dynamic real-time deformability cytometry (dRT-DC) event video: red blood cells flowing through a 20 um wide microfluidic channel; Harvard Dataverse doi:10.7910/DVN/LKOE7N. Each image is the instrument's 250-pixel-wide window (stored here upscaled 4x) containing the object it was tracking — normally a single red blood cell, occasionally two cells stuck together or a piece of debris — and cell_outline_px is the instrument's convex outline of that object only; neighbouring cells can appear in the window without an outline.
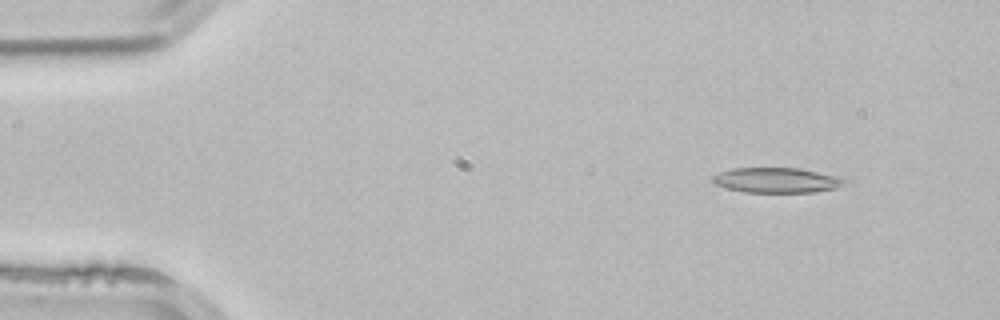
{"species": "common noctule bat (a hibernating species)", "species_latin": "Nyctalus noctula", "temperature_condition": "room temperature", "stored_images_in_passage": 47, "camera_frame_rate_fps": 3000, "um_per_image_px": 0.085, "animal": {"sex": "male", "body_mass_g": 21.5, "forearm_length_mm": 52.0}, "frame": {"image": 1, "passage_image": 1, "time_ms": 0.0, "image_size_px": [1000, 320], "cell_outline_px": [[852, 180], [836, 188], [812, 192], [744, 192], [728, 188], [716, 184], [712, 180], [712, 176], [720, 172], [732, 168], [800, 168], [836, 176]], "centroid_in_image_um": [66.05, 15.31], "position_along_channel_um": 18.9, "area_um2": 19.25}}
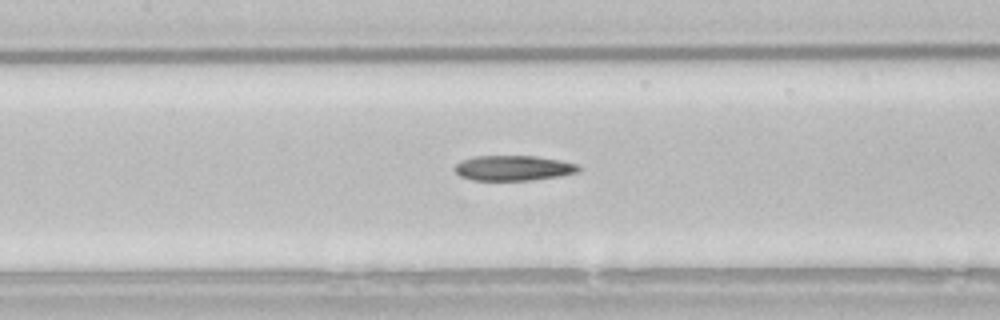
{"frame": {"image": 2, "passage_image": 19, "time_ms": 6.0, "image_size_px": [1000, 320], "cell_outline_px": [[580, 172], [532, 180], [472, 180], [460, 176], [452, 168], [460, 160], [476, 156], [536, 156], [560, 160], [580, 164]], "centroid_in_image_um": [43.63, 14.28], "position_along_channel_um": 163.8, "area_um2": 18.26}}
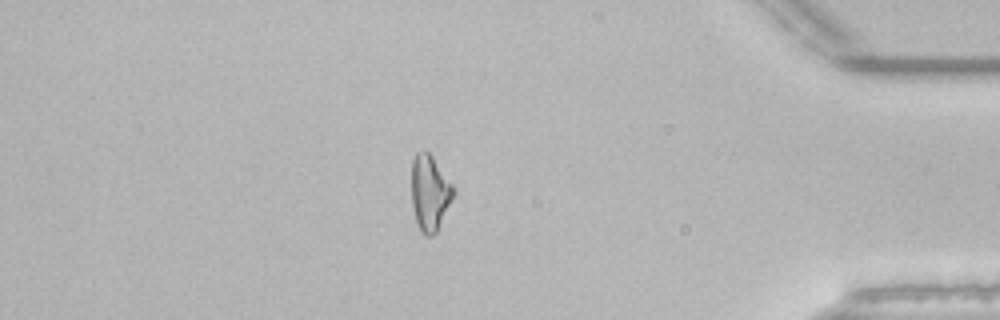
{"frame": {"image": 3, "passage_image": 40, "time_ms": 13.0, "image_size_px": [1000, 320], "cell_outline_px": [[456, 192], [436, 232], [432, 236], [424, 236], [420, 232], [416, 220], [412, 204], [412, 160], [416, 152], [424, 148], [432, 156], [452, 184]], "centroid_in_image_um": [36.52, 16.38], "position_along_channel_um": 398.7, "area_um2": 18.5}}